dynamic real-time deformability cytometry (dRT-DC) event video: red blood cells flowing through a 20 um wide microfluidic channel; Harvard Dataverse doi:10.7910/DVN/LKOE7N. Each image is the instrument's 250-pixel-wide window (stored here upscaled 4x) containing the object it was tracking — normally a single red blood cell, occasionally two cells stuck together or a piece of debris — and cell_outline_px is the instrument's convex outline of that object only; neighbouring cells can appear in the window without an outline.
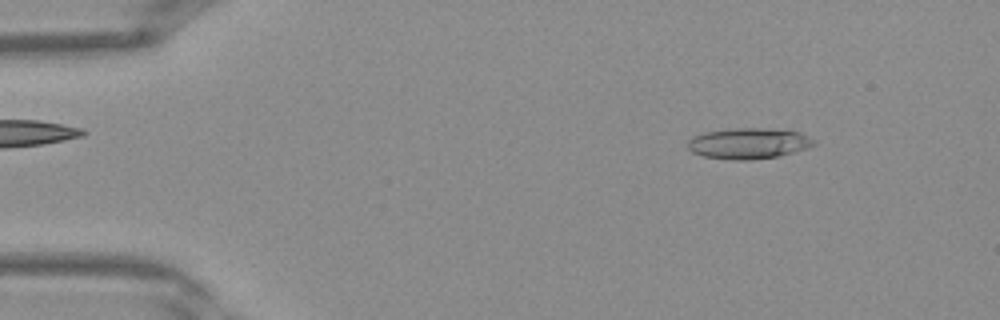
{"species": "Egyptian fruit bat (a non-hibernating species)", "species_latin": "Rousettus aegyptiacus", "temperature_condition": "warm", "stored_images_in_passage": 39, "camera_frame_rate_fps": 3000, "um_per_image_px": 0.085, "frame": {"image": 1, "passage_image": 4, "time_ms": 1.0, "image_size_px": [1000, 320], "cell_outline_px": [[816, 144], [808, 148], [776, 156], [752, 160], [732, 160], [704, 156], [692, 152], [688, 148], [688, 140], [704, 132], [736, 128], [764, 128], [800, 132], [816, 140]], "centroid_in_image_um": [63.65, 12.19], "position_along_channel_um": 21.4, "area_um2": 22.54}}
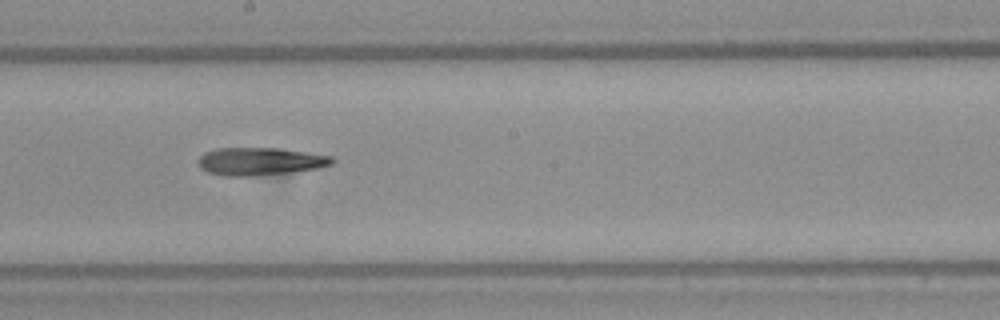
{"frame": {"image": 2, "passage_image": 21, "time_ms": 6.667, "image_size_px": [1000, 320], "cell_outline_px": [[336, 160], [332, 164], [316, 168], [288, 172], [248, 176], [224, 176], [208, 172], [200, 168], [196, 164], [196, 160], [204, 152], [216, 148], [276, 148], [332, 156]], "centroid_in_image_um": [22.03, 13.71], "position_along_channel_um": 226.2, "area_um2": 21.56}}
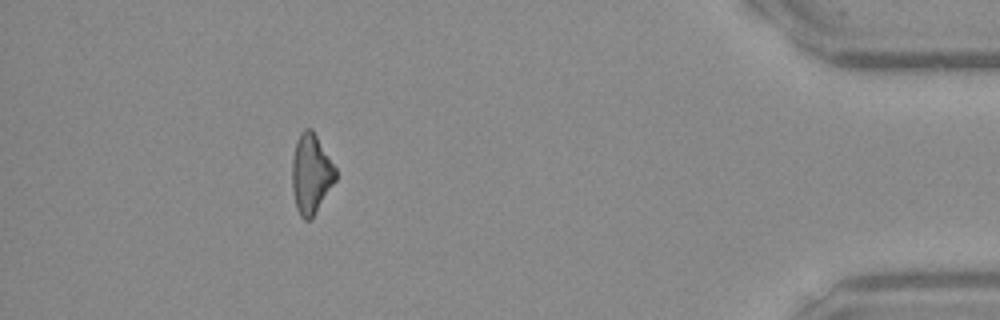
{"frame": {"image": 3, "passage_image": 35, "time_ms": 11.333, "image_size_px": [1000, 320], "cell_outline_px": [[336, 180], [312, 216], [308, 220], [304, 220], [300, 216], [296, 208], [292, 188], [292, 160], [296, 140], [300, 132], [304, 128], [312, 128], [336, 168]], "centroid_in_image_um": [26.42, 14.73], "position_along_channel_um": 408.8, "area_um2": 20.06}}